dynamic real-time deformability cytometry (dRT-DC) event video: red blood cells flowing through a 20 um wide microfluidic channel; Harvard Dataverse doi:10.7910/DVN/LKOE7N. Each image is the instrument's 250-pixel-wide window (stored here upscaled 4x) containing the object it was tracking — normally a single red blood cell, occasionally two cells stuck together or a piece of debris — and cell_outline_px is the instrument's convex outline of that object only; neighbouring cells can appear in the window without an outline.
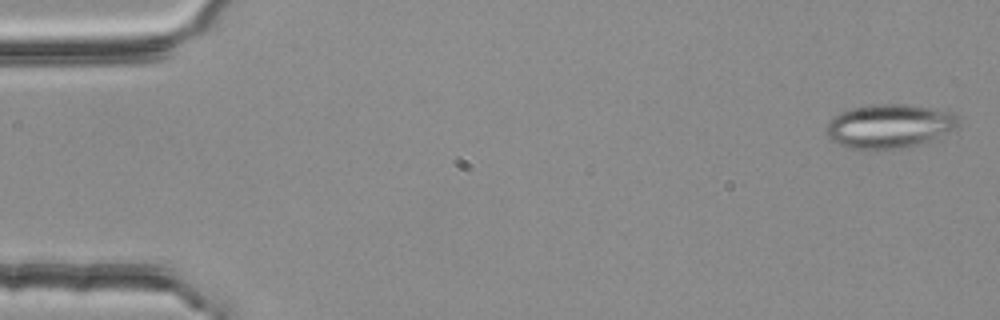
{"species": "common noctule bat (a hibernating species)", "species_latin": "Nyctalus noctula", "temperature_condition": "room temperature", "stored_images_in_passage": 54, "camera_frame_rate_fps": 3000, "um_per_image_px": 0.085, "animal": {"sex": "female", "body_mass_g": 25.1}, "frame": {"image": 1, "passage_image": 1, "time_ms": 0.0, "image_size_px": [1000, 320], "cell_outline_px": [[960, 124], [956, 128], [920, 144], [908, 148], [848, 148], [832, 140], [828, 136], [828, 124], [840, 112], [852, 108], [872, 104], [908, 104], [936, 108], [952, 112], [960, 116]], "centroid_in_image_um": [75.67, 10.69], "position_along_channel_um": 9.3, "area_um2": 33.58}}
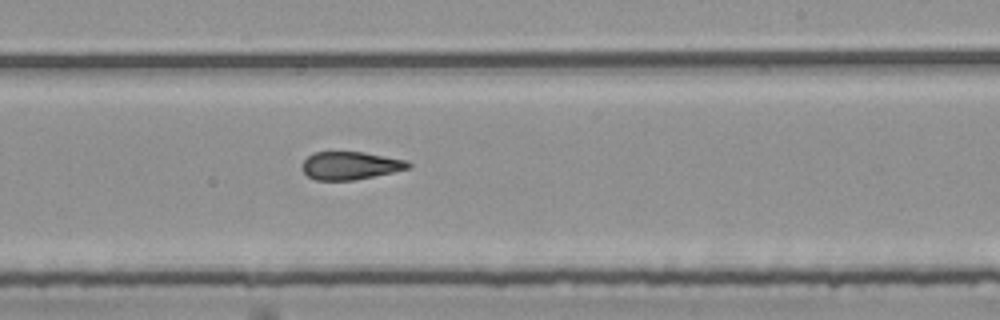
{"frame": {"image": 2, "passage_image": 32, "time_ms": 10.333, "image_size_px": [1000, 320], "cell_outline_px": [[412, 168], [352, 180], [316, 180], [308, 176], [300, 168], [300, 164], [312, 152], [364, 152], [408, 160], [412, 164]], "centroid_in_image_um": [29.77, 14.06], "position_along_channel_um": 259.2, "area_um2": 17.4}}
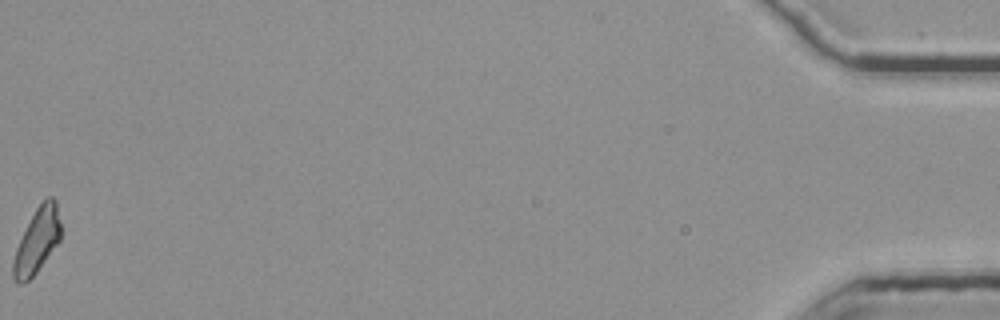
{"frame": {"image": 3, "passage_image": 54, "time_ms": 17.667, "image_size_px": [1000, 320], "cell_outline_px": [[60, 240], [36, 272], [24, 284], [20, 284], [12, 276], [12, 260], [16, 248], [36, 208], [48, 196], [52, 196], [56, 200], [60, 224]], "centroid_in_image_um": [3.14, 20.47], "position_along_channel_um": 432.1, "area_um2": 17.57}, "authors_computed_cell_mechanics": {"area_um2": 18.2359, "velocity_mm_per_s": 3.7713, "shape_relaxation_time_tau1_ms": null, "shape_relaxation_time_tau2_ms": 2.6932, "deformation_change_tau1": null, "deformation_change_tau2": 0.1279}}